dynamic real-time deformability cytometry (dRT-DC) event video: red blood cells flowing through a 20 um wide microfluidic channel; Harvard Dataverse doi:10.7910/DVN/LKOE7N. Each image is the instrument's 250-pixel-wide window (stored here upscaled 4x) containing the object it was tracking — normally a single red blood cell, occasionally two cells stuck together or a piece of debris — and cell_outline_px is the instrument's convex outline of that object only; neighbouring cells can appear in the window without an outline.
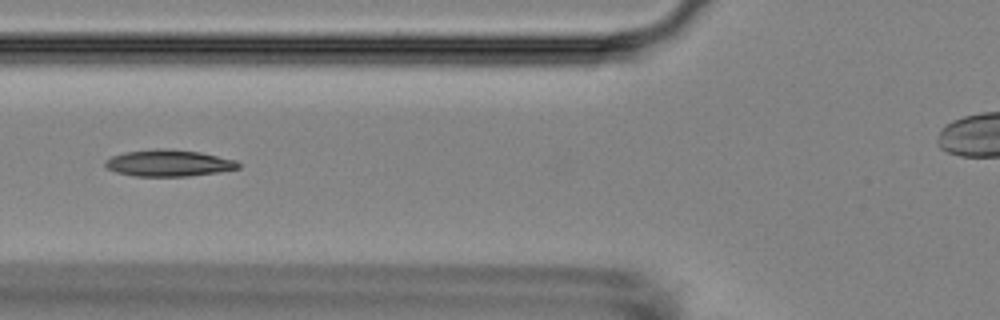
{"species": "Egyptian fruit bat (a non-hibernating species)", "species_latin": "Rousettus aegyptiacus", "temperature_condition": "room temperature", "stored_images_in_passage": 43, "camera_frame_rate_fps": 3000, "um_per_image_px": 0.085, "animal": {"sex": "female"}, "frame": {"image": 1, "passage_image": 14, "time_ms": 4.333, "image_size_px": [1000, 320], "cell_outline_px": [[240, 168], [216, 172], [188, 176], [136, 176], [116, 172], [108, 168], [104, 164], [104, 160], [112, 156], [124, 152], [156, 148], [164, 148], [200, 152], [236, 160], [240, 164]], "centroid_in_image_um": [14.32, 13.85], "position_along_channel_um": 111.5, "area_um2": 20.58}}
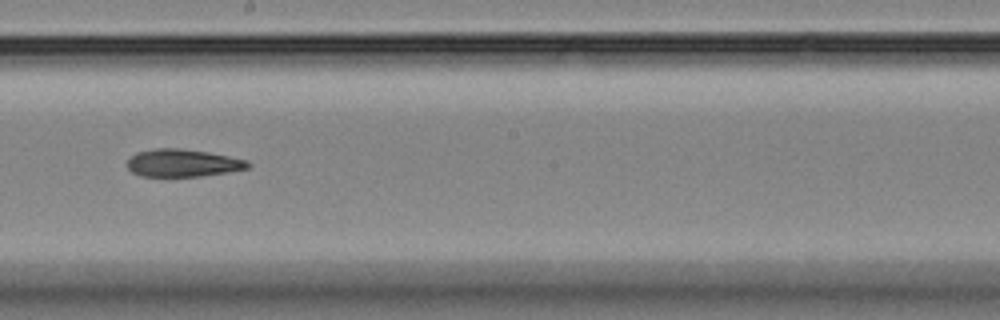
{"frame": {"image": 2, "passage_image": 24, "time_ms": 7.667, "image_size_px": [1000, 320], "cell_outline_px": [[252, 164], [248, 168], [200, 176], [140, 176], [132, 172], [128, 168], [128, 160], [136, 152], [156, 148], [180, 148], [208, 152], [248, 160]], "centroid_in_image_um": [15.53, 13.84], "position_along_channel_um": 232.7, "area_um2": 19.25}}
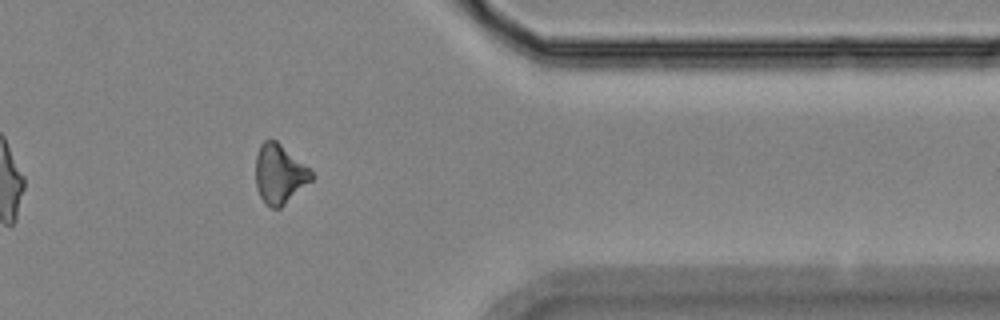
{"frame": {"image": 3, "passage_image": 38, "time_ms": 12.333, "image_size_px": [1000, 320], "cell_outline_px": [[316, 176], [312, 180], [280, 208], [272, 208], [260, 196], [256, 188], [256, 156], [260, 144], [264, 140], [276, 140], [308, 168]], "centroid_in_image_um": [23.75, 14.79], "position_along_channel_um": 387.7, "area_um2": 18.96}}